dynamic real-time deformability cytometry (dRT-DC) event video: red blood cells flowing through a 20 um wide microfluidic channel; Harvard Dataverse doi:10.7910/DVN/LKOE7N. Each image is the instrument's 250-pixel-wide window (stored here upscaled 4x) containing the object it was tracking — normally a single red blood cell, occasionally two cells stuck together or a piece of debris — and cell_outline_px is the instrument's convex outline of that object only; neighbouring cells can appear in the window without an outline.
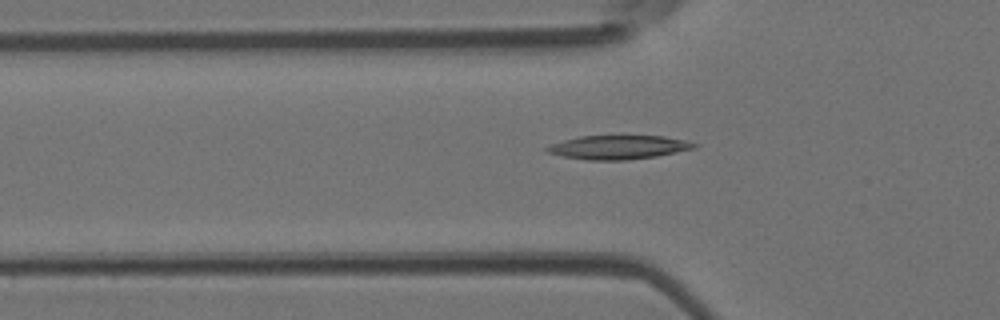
{"species": "Egyptian fruit bat (a non-hibernating species)", "species_latin": "Rousettus aegyptiacus", "temperature_condition": "room temperature", "stored_images_in_passage": 48, "camera_frame_rate_fps": 3000, "um_per_image_px": 0.085, "animal": {"sex": "female"}, "frame": {"image": 1, "passage_image": 16, "time_ms": 5.0, "image_size_px": [1000, 320], "cell_outline_px": [[700, 144], [696, 148], [656, 156], [628, 160], [588, 160], [564, 156], [548, 152], [544, 148], [548, 144], [580, 136], [620, 132], [664, 136], [684, 140]], "centroid_in_image_um": [52.58, 12.45], "position_along_channel_um": 73.2, "area_um2": 21.62}}
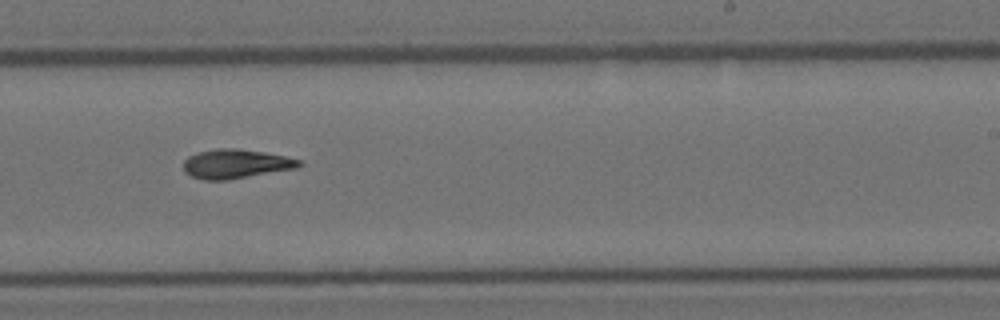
{"frame": {"image": 2, "passage_image": 30, "time_ms": 9.667, "image_size_px": [1000, 320], "cell_outline_px": [[304, 164], [296, 168], [228, 180], [204, 180], [192, 176], [184, 172], [184, 160], [188, 156], [200, 152], [220, 148], [236, 148], [264, 152], [304, 160]], "centroid_in_image_um": [20.07, 13.93], "position_along_channel_um": 268.9, "area_um2": 19.65}}
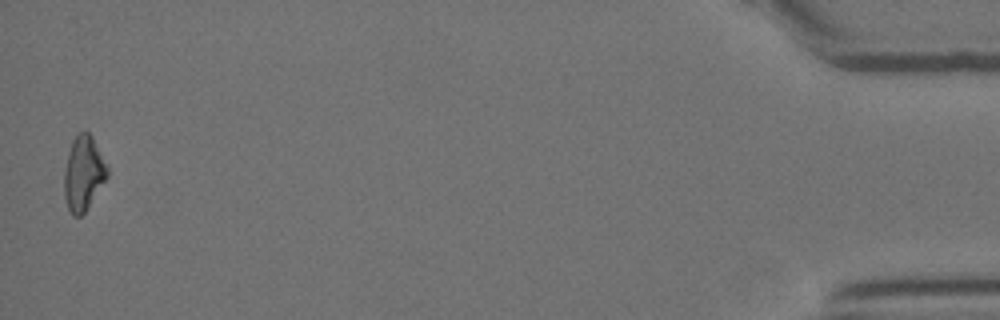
{"frame": {"image": 3, "passage_image": 48, "time_ms": 15.667, "image_size_px": [1000, 320], "cell_outline_px": [[108, 176], [84, 212], [80, 216], [72, 216], [68, 208], [64, 196], [64, 172], [68, 152], [72, 140], [84, 128], [92, 136], [108, 168]], "centroid_in_image_um": [7.07, 14.71], "position_along_channel_um": 428.1, "area_um2": 18.55}}